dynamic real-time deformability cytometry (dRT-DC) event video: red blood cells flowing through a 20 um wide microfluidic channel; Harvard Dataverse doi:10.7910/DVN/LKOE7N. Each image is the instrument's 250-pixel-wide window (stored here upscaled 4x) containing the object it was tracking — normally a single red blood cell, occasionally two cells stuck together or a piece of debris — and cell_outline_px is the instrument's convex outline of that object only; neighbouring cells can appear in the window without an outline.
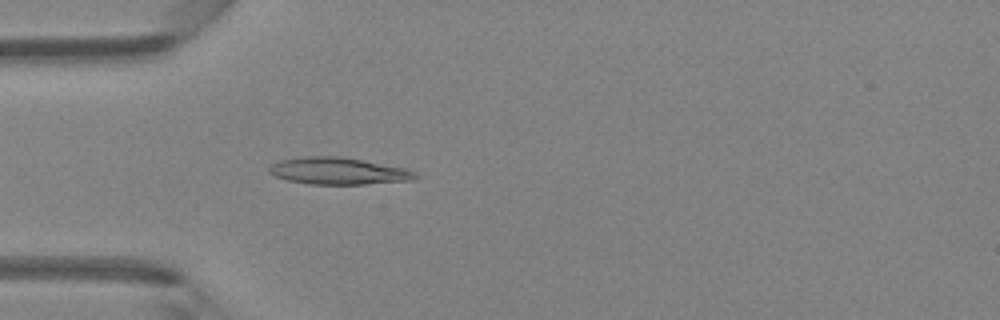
{"species": "Egyptian fruit bat (a non-hibernating species)", "species_latin": "Rousettus aegyptiacus", "temperature_condition": "room temperature", "stored_images_in_passage": 3, "camera_frame_rate_fps": 3000, "um_per_image_px": 0.085, "animal": {"sex": "female"}, "frame": {"image": 1, "passage_image": 3, "time_ms": 2.333, "image_size_px": [1000, 320], "cell_outline_px": [[420, 176], [416, 180], [364, 184], [308, 184], [288, 180], [276, 176], [268, 172], [268, 168], [272, 164], [280, 160], [304, 156], [340, 156], [404, 168], [416, 172]], "centroid_in_image_um": [28.77, 14.54], "position_along_channel_um": 56.2, "area_um2": 22.95}}